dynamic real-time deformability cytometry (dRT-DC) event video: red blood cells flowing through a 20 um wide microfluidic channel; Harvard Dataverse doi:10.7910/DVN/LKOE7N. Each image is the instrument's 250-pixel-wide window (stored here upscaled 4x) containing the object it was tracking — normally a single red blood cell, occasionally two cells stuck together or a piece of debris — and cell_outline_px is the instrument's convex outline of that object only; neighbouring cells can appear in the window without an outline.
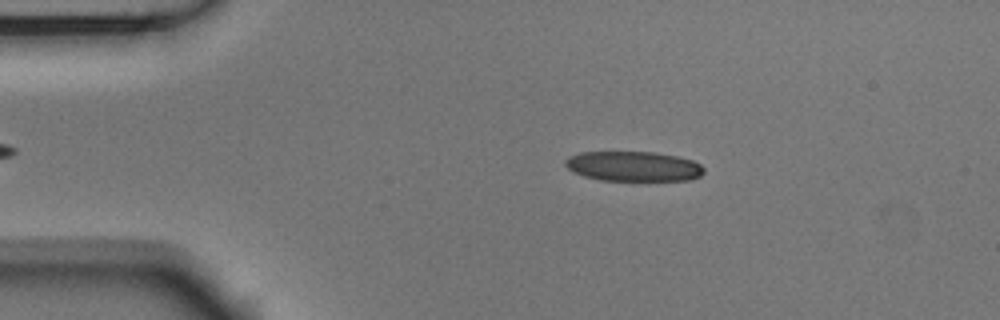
{"species": "Egyptian fruit bat (a non-hibernating species)", "species_latin": "Rousettus aegyptiacus", "temperature_condition": "room temperature", "stored_images_in_passage": 45, "camera_frame_rate_fps": 3000, "um_per_image_px": 0.085, "animal": {"sex": "male"}, "frame": {"image": 1, "passage_image": 9, "time_ms": 2.667, "image_size_px": [1000, 320], "cell_outline_px": [[704, 172], [700, 176], [692, 180], [600, 180], [584, 176], [572, 172], [564, 164], [564, 160], [568, 156], [580, 152], [656, 152], [676, 156], [692, 160], [700, 164], [704, 168]], "centroid_in_image_um": [53.82, 14.13], "position_along_channel_um": 31.2, "area_um2": 24.28}}
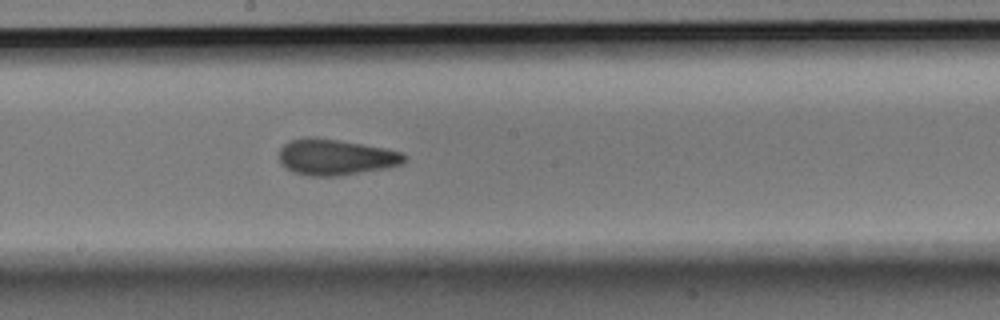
{"frame": {"image": 2, "passage_image": 28, "time_ms": 9.0, "image_size_px": [1000, 320], "cell_outline_px": [[408, 160], [404, 164], [388, 168], [336, 176], [308, 176], [292, 172], [280, 164], [280, 148], [284, 144], [292, 140], [308, 136], [336, 140], [384, 148], [400, 152], [408, 156]], "centroid_in_image_um": [28.54, 13.37], "position_along_channel_um": 219.7, "area_um2": 26.3}}
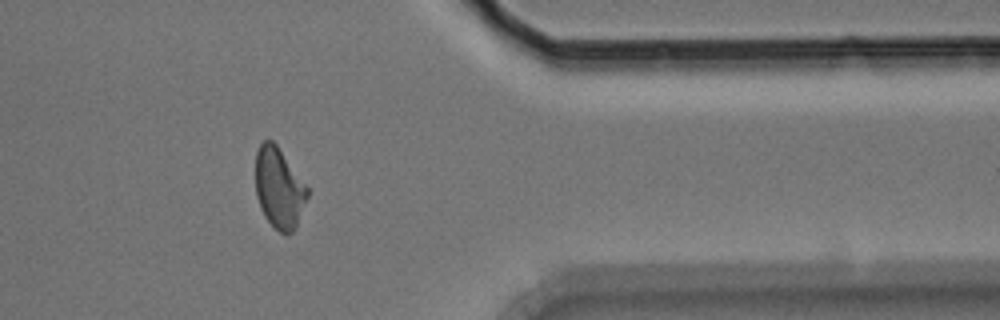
{"frame": {"image": 3, "passage_image": 43, "time_ms": 14.0, "image_size_px": [1000, 320], "cell_outline_px": [[308, 196], [296, 228], [292, 232], [280, 232], [264, 216], [260, 208], [256, 196], [256, 152], [260, 144], [264, 140], [272, 140], [276, 144], [308, 188]], "centroid_in_image_um": [23.71, 15.98], "position_along_channel_um": 387.7, "area_um2": 24.04}, "authors_computed_cell_mechanics": {"area_um2": 25.3164, "velocity_mm_per_s": 3.7011, "shape_relaxation_time_tau1_ms": null, "shape_relaxation_time_tau2_ms": 1.7077, "deformation_change_tau1": null, "deformation_change_tau2": 0.0793}}